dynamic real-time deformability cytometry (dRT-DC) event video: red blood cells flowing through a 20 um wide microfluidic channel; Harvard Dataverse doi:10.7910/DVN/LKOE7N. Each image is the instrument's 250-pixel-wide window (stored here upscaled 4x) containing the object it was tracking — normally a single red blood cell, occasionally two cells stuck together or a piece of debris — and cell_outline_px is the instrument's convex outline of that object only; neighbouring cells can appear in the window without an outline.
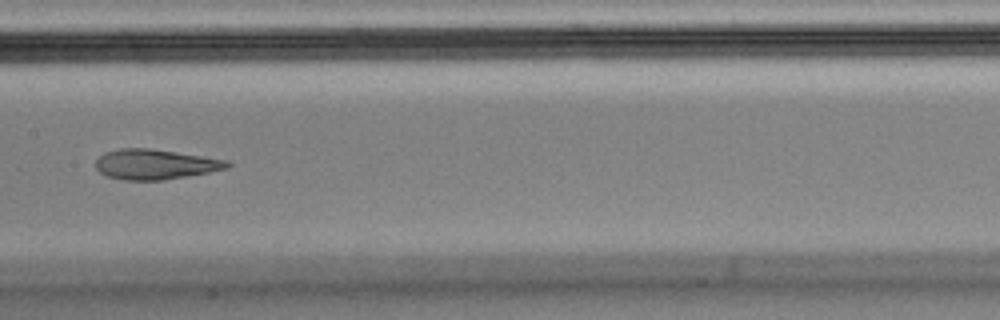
{"species": "Egyptian fruit bat (a non-hibernating species)", "species_latin": "Rousettus aegyptiacus", "temperature_condition": "cold", "stored_images_in_passage": 9, "camera_frame_rate_fps": 3000, "um_per_image_px": 0.085, "animal": {"sex": "male"}, "frame": {"image": 1, "passage_image": 6, "time_ms": 1.667, "image_size_px": [1000, 320], "cell_outline_px": [[232, 164], [228, 168], [208, 172], [160, 180], [124, 180], [108, 176], [100, 172], [96, 168], [96, 160], [104, 152], [120, 148], [148, 148], [228, 160]], "centroid_in_image_um": [13.17, 13.96], "position_along_channel_um": 194.2, "area_um2": 22.77}}
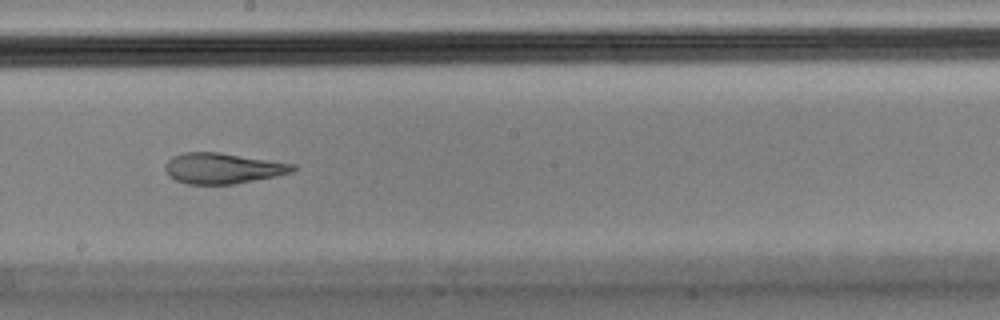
{"frame": {"image": 2, "passage_image": 7, "time_ms": 2.0, "image_size_px": [1000, 320], "cell_outline_px": [[296, 168], [292, 172], [276, 176], [232, 184], [184, 184], [168, 176], [164, 168], [164, 164], [172, 156], [184, 152], [220, 152], [296, 164]], "centroid_in_image_um": [18.9, 14.3], "position_along_channel_um": 229.3, "area_um2": 22.95}}